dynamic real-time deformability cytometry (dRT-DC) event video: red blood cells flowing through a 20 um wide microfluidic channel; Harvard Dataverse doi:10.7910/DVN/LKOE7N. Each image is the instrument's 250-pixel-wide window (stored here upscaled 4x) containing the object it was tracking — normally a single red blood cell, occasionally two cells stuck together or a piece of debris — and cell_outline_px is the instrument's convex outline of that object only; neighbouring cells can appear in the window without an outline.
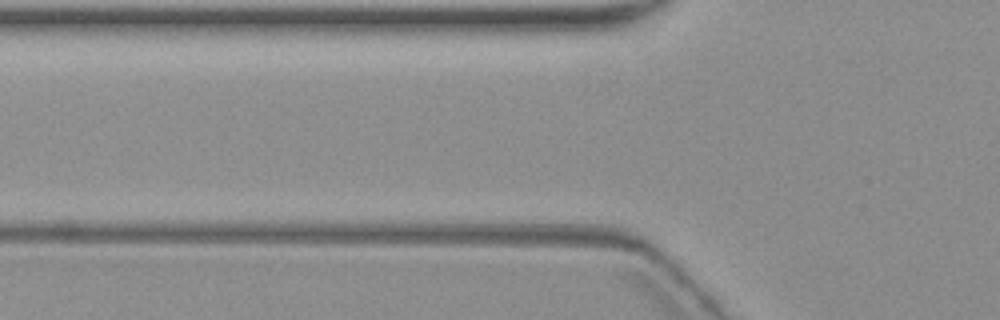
{"species": "common noctule bat (a hibernating species)", "species_latin": "Nyctalus noctula", "temperature_condition": "warm", "stored_images_in_passage": 3, "camera_frame_rate_fps": 3000, "um_per_image_px": 0.085, "animal": {"sex": "female", "body_mass_g": 19.3, "forearm_length_mm": 54.1}, "frame": {"image": 1, "passage_image": 2, "time_ms": 1.0, "image_size_px": [1000, 320], "cell_outline_px": [[640, 252], [632, 252], [532, 248], [456, 244], [460, 240], [488, 236], [560, 236], [636, 244]], "centroid_in_image_um": [46.87, 20.68], "position_along_channel_um": 78.9, "area_um2": 13.41}}